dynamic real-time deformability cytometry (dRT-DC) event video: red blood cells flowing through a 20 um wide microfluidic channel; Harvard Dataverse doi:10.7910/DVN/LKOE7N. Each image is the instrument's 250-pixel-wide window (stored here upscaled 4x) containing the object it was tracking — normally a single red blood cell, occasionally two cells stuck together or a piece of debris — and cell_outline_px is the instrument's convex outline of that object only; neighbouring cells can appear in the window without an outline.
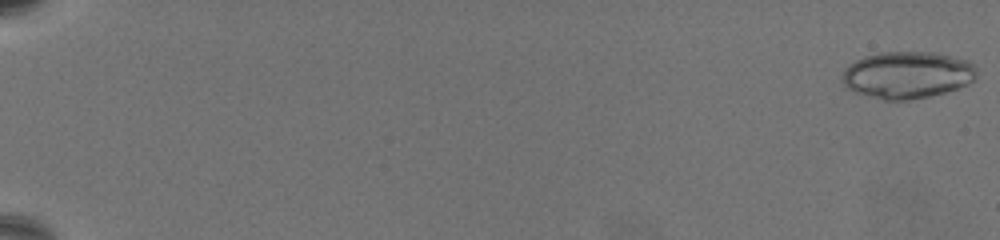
{"species": "common noctule bat (a hibernating species)", "species_latin": "Nyctalus noctula", "temperature_condition": "warm", "stored_images_in_passage": 68, "camera_frame_rate_fps": 3000, "um_per_image_px": 0.085, "animal": {"sex": "female", "body_mass_g": 19.5, "forearm_length_mm": 54.1}, "frame": {"image": 1, "passage_image": 1, "time_ms": 0.0, "image_size_px": [1000, 240], "cell_outline_px": [[976, 76], [972, 80], [956, 88], [944, 92], [928, 96], [908, 100], [884, 100], [856, 92], [848, 88], [840, 80], [840, 76], [844, 68], [856, 60], [864, 56], [880, 52], [932, 52], [968, 60], [976, 68]], "centroid_in_image_um": [77.06, 6.36], "position_along_channel_um": 7.9, "area_um2": 36.59}}
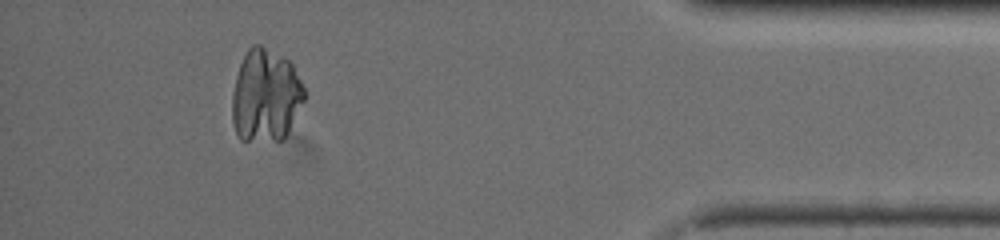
{"frame": {"image": 2, "passage_image": 63, "time_ms": 20.667, "image_size_px": [1000, 240], "cell_outline_px": [[304, 100], [284, 140], [240, 140], [236, 132], [232, 120], [232, 92], [236, 76], [240, 64], [248, 48], [252, 44], [260, 44], [284, 56], [292, 64], [304, 88]], "centroid_in_image_um": [22.56, 8.12], "position_along_channel_um": 412.6, "area_um2": 39.13}}